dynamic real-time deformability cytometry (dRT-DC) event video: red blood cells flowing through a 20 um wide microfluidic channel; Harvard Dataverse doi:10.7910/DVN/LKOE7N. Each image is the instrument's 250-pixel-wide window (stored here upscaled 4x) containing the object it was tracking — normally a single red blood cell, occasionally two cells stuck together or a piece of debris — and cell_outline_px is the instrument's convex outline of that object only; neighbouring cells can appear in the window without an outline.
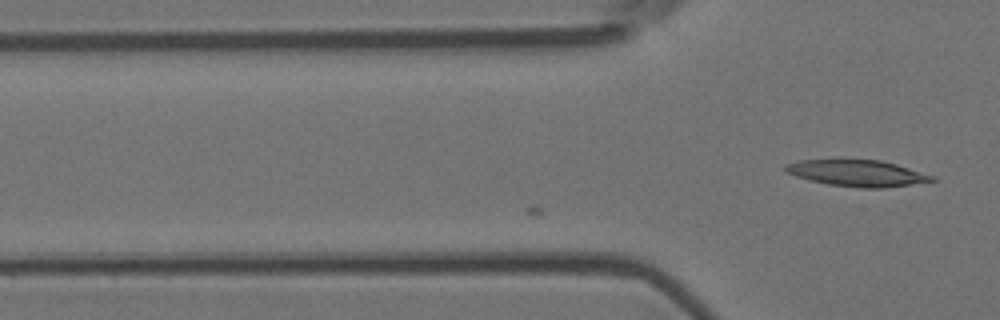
{"species": "Egyptian fruit bat (a non-hibernating species)", "species_latin": "Rousettus aegyptiacus", "temperature_condition": "room temperature", "stored_images_in_passage": 15, "camera_frame_rate_fps": 3000, "um_per_image_px": 0.085, "animal": {"sex": "female"}, "frame": {"image": 1, "passage_image": 15, "time_ms": 4.667, "image_size_px": [1000, 320], "cell_outline_px": [[936, 180], [880, 188], [860, 188], [828, 184], [796, 176], [784, 172], [784, 164], [800, 160], [832, 156], [844, 156], [880, 160], [896, 164], [936, 176]], "centroid_in_image_um": [72.76, 14.64], "position_along_channel_um": 53.0, "area_um2": 23.58}}